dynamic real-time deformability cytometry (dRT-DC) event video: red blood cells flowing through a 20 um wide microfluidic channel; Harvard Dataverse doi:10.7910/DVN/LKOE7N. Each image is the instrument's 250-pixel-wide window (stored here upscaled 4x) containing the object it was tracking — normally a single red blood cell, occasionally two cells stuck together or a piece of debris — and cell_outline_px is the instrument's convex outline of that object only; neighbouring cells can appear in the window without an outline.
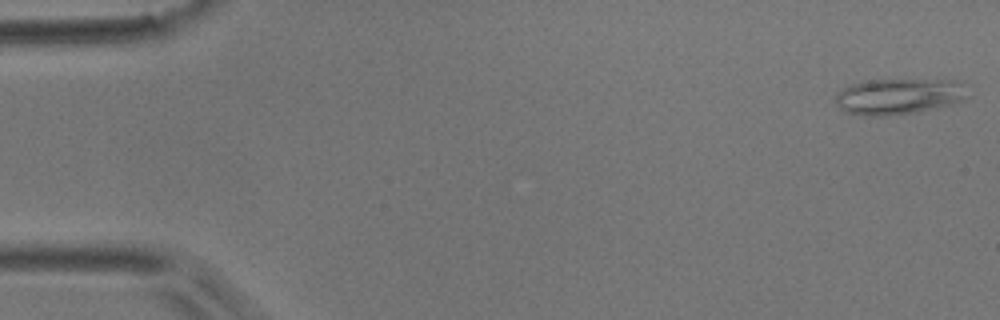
{"species": "common noctule bat (a hibernating species)", "species_latin": "Nyctalus noctula", "temperature_condition": "room temperature", "stored_images_in_passage": 5, "camera_frame_rate_fps": 3000, "um_per_image_px": 0.085, "animal": {"sex": "male", "body_mass_g": 17.9}, "frame": {"image": 1, "passage_image": 1, "time_ms": 0.0, "image_size_px": [1000, 320], "cell_outline_px": [[972, 96], [956, 104], [916, 112], [884, 116], [864, 116], [844, 112], [836, 104], [836, 92], [852, 84], [868, 80], [960, 80], [968, 84]], "centroid_in_image_um": [76.52, 8.19], "position_along_channel_um": 8.5, "area_um2": 28.44}}